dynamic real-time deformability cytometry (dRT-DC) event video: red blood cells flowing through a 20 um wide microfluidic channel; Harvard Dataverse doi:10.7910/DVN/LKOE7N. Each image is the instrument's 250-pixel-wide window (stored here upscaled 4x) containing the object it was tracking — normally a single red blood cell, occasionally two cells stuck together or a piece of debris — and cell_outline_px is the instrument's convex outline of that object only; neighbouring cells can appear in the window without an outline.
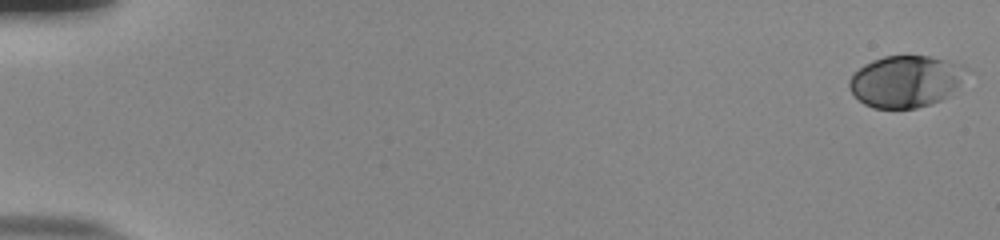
{"species": "human", "species_latin": "Homo sapiens", "temperature_condition": "room temperature", "stored_images_in_passage": 56, "camera_frame_rate_fps": 3000, "um_per_image_px": 0.085, "donor": {"sex": "male"}, "frame": {"image": 1, "passage_image": 1, "time_ms": 0.0, "image_size_px": [1000, 240], "cell_outline_px": [[968, 68], [960, 84], [948, 96], [932, 104], [916, 108], [872, 108], [864, 104], [848, 88], [848, 80], [864, 64], [872, 60], [884, 56], [928, 56], [964, 64]], "centroid_in_image_um": [76.99, 6.91], "position_along_channel_um": 8.0, "area_um2": 35.32}}
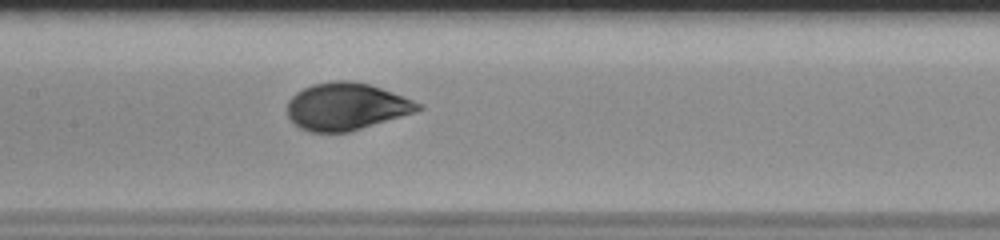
{"frame": {"image": 2, "passage_image": 29, "time_ms": 9.333, "image_size_px": [1000, 240], "cell_outline_px": [[424, 108], [416, 112], [348, 132], [312, 132], [300, 128], [288, 116], [288, 100], [296, 92], [312, 84], [332, 80], [352, 80], [368, 84], [392, 92], [424, 104]], "centroid_in_image_um": [29.45, 9.04], "position_along_channel_um": 178.0, "area_um2": 35.95}}
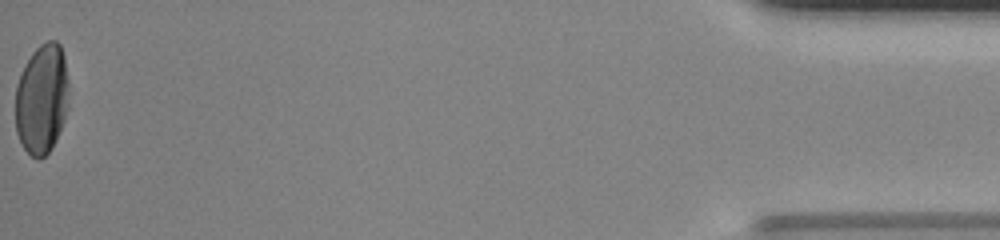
{"frame": {"image": 3, "passage_image": 56, "time_ms": 18.333, "image_size_px": [1000, 240], "cell_outline_px": [[68, 108], [64, 120], [56, 140], [52, 148], [40, 160], [32, 156], [24, 148], [16, 132], [16, 84], [24, 64], [32, 52], [40, 44], [48, 40], [56, 40], [60, 44], [64, 56], [68, 80]], "centroid_in_image_um": [3.56, 8.39], "position_along_channel_um": 431.6, "area_um2": 34.56}, "authors_computed_cell_mechanics": {"area_um2": 35.258, "velocity_mm_per_s": 3.7902, "shape_relaxation_time_tau1_ms": 4.2462, "shape_relaxation_time_tau2_ms": null, "deformation_change_tau1": 0.1592, "deformation_change_tau2": null}}